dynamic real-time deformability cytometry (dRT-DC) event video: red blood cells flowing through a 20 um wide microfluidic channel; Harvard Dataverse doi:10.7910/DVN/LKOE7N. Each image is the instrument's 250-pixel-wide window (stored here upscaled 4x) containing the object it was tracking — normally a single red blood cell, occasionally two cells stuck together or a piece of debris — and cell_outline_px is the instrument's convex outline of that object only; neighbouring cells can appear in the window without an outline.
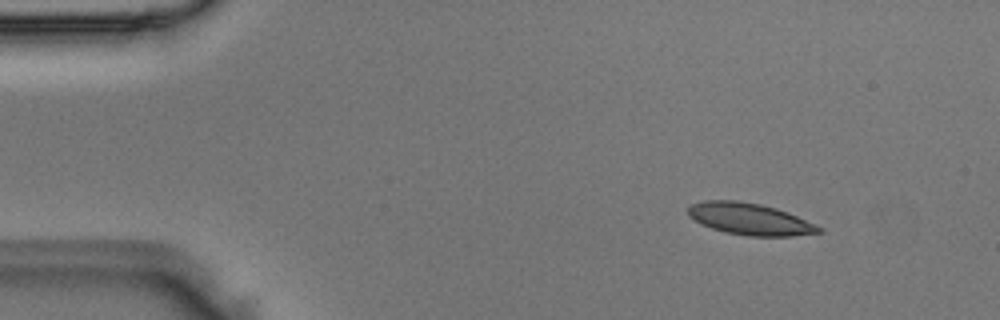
{"species": "Egyptian fruit bat (a non-hibernating species)", "species_latin": "Rousettus aegyptiacus", "temperature_condition": "room temperature", "stored_images_in_passage": 4, "camera_frame_rate_fps": 3000, "um_per_image_px": 0.085, "animal": {"sex": "male"}, "frame": {"image": 1, "passage_image": 1, "time_ms": 0.0, "image_size_px": [1000, 320], "cell_outline_px": [[824, 232], [792, 236], [748, 236], [728, 232], [712, 228], [700, 224], [688, 216], [688, 208], [692, 204], [704, 200], [740, 200], [760, 204], [776, 208], [788, 212], [824, 228]], "centroid_in_image_um": [63.75, 18.61], "position_along_channel_um": 21.3, "area_um2": 24.28}}